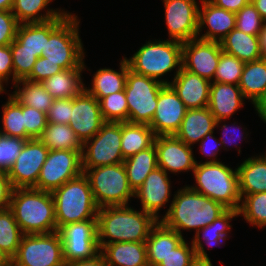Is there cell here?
I'll return each mask as SVG.
<instances>
[{"label":"cell","instance_id":"1","mask_svg":"<svg viewBox=\"0 0 266 266\" xmlns=\"http://www.w3.org/2000/svg\"><path fill=\"white\" fill-rule=\"evenodd\" d=\"M160 220L166 227L184 237V231H194L211 224L227 208L209 197L193 191L188 185L174 192L172 203Z\"/></svg>","mask_w":266,"mask_h":266},{"label":"cell","instance_id":"2","mask_svg":"<svg viewBox=\"0 0 266 266\" xmlns=\"http://www.w3.org/2000/svg\"><path fill=\"white\" fill-rule=\"evenodd\" d=\"M132 205L101 207L97 213L98 245L114 242H146L158 222L150 213Z\"/></svg>","mask_w":266,"mask_h":266},{"label":"cell","instance_id":"3","mask_svg":"<svg viewBox=\"0 0 266 266\" xmlns=\"http://www.w3.org/2000/svg\"><path fill=\"white\" fill-rule=\"evenodd\" d=\"M75 14L65 9L58 18L46 22V45L41 57L64 70L84 67L87 56L79 34L81 21Z\"/></svg>","mask_w":266,"mask_h":266},{"label":"cell","instance_id":"4","mask_svg":"<svg viewBox=\"0 0 266 266\" xmlns=\"http://www.w3.org/2000/svg\"><path fill=\"white\" fill-rule=\"evenodd\" d=\"M9 209L24 234L57 232L55 203L51 192L15 188Z\"/></svg>","mask_w":266,"mask_h":266},{"label":"cell","instance_id":"5","mask_svg":"<svg viewBox=\"0 0 266 266\" xmlns=\"http://www.w3.org/2000/svg\"><path fill=\"white\" fill-rule=\"evenodd\" d=\"M125 60L132 72L169 85L167 73L169 76L175 71L170 74L173 75L172 81L182 68V43L168 39L146 40L137 52L129 58L125 57Z\"/></svg>","mask_w":266,"mask_h":266},{"label":"cell","instance_id":"6","mask_svg":"<svg viewBox=\"0 0 266 266\" xmlns=\"http://www.w3.org/2000/svg\"><path fill=\"white\" fill-rule=\"evenodd\" d=\"M192 175L195 184L188 186L193 191L221 203L227 209L239 210L241 197L236 167L233 169L222 161L196 163Z\"/></svg>","mask_w":266,"mask_h":266},{"label":"cell","instance_id":"7","mask_svg":"<svg viewBox=\"0 0 266 266\" xmlns=\"http://www.w3.org/2000/svg\"><path fill=\"white\" fill-rule=\"evenodd\" d=\"M57 230L68 223L97 219V206L87 176L82 173L52 192Z\"/></svg>","mask_w":266,"mask_h":266},{"label":"cell","instance_id":"8","mask_svg":"<svg viewBox=\"0 0 266 266\" xmlns=\"http://www.w3.org/2000/svg\"><path fill=\"white\" fill-rule=\"evenodd\" d=\"M99 208L129 205L134 198L123 163L83 169ZM130 202V203H129Z\"/></svg>","mask_w":266,"mask_h":266},{"label":"cell","instance_id":"9","mask_svg":"<svg viewBox=\"0 0 266 266\" xmlns=\"http://www.w3.org/2000/svg\"><path fill=\"white\" fill-rule=\"evenodd\" d=\"M164 86L153 78L128 70L124 88L128 122L149 125L157 108L158 94Z\"/></svg>","mask_w":266,"mask_h":266},{"label":"cell","instance_id":"10","mask_svg":"<svg viewBox=\"0 0 266 266\" xmlns=\"http://www.w3.org/2000/svg\"><path fill=\"white\" fill-rule=\"evenodd\" d=\"M12 266H65L63 244L58 232L24 234Z\"/></svg>","mask_w":266,"mask_h":266},{"label":"cell","instance_id":"11","mask_svg":"<svg viewBox=\"0 0 266 266\" xmlns=\"http://www.w3.org/2000/svg\"><path fill=\"white\" fill-rule=\"evenodd\" d=\"M121 137L122 122H105L93 138L83 143L82 169L123 163Z\"/></svg>","mask_w":266,"mask_h":266},{"label":"cell","instance_id":"12","mask_svg":"<svg viewBox=\"0 0 266 266\" xmlns=\"http://www.w3.org/2000/svg\"><path fill=\"white\" fill-rule=\"evenodd\" d=\"M82 173V151L49 150L33 188L52 193Z\"/></svg>","mask_w":266,"mask_h":266},{"label":"cell","instance_id":"13","mask_svg":"<svg viewBox=\"0 0 266 266\" xmlns=\"http://www.w3.org/2000/svg\"><path fill=\"white\" fill-rule=\"evenodd\" d=\"M57 232L63 244L65 263L91 259L100 253L97 219L68 223Z\"/></svg>","mask_w":266,"mask_h":266},{"label":"cell","instance_id":"14","mask_svg":"<svg viewBox=\"0 0 266 266\" xmlns=\"http://www.w3.org/2000/svg\"><path fill=\"white\" fill-rule=\"evenodd\" d=\"M164 5L168 40L181 43L197 38L199 3L197 0H161Z\"/></svg>","mask_w":266,"mask_h":266},{"label":"cell","instance_id":"15","mask_svg":"<svg viewBox=\"0 0 266 266\" xmlns=\"http://www.w3.org/2000/svg\"><path fill=\"white\" fill-rule=\"evenodd\" d=\"M48 152L49 149L40 139L26 140L20 155L7 173L14 189L33 188L37 184Z\"/></svg>","mask_w":266,"mask_h":266},{"label":"cell","instance_id":"16","mask_svg":"<svg viewBox=\"0 0 266 266\" xmlns=\"http://www.w3.org/2000/svg\"><path fill=\"white\" fill-rule=\"evenodd\" d=\"M221 52L220 42L191 39L182 43V68L213 82Z\"/></svg>","mask_w":266,"mask_h":266},{"label":"cell","instance_id":"17","mask_svg":"<svg viewBox=\"0 0 266 266\" xmlns=\"http://www.w3.org/2000/svg\"><path fill=\"white\" fill-rule=\"evenodd\" d=\"M170 175L157 167L146 177L142 185L134 191V198L141 203V210L150 213L157 221L163 218L161 209L172 203V183ZM167 204V205H166ZM160 213V214H159ZM161 217V218H160Z\"/></svg>","mask_w":266,"mask_h":266},{"label":"cell","instance_id":"18","mask_svg":"<svg viewBox=\"0 0 266 266\" xmlns=\"http://www.w3.org/2000/svg\"><path fill=\"white\" fill-rule=\"evenodd\" d=\"M158 167L166 173L179 174L192 172L197 157L192 146L185 144L175 135H160L155 138Z\"/></svg>","mask_w":266,"mask_h":266},{"label":"cell","instance_id":"19","mask_svg":"<svg viewBox=\"0 0 266 266\" xmlns=\"http://www.w3.org/2000/svg\"><path fill=\"white\" fill-rule=\"evenodd\" d=\"M105 123L100 103L86 90L73 98L69 126L82 143L93 138Z\"/></svg>","mask_w":266,"mask_h":266},{"label":"cell","instance_id":"20","mask_svg":"<svg viewBox=\"0 0 266 266\" xmlns=\"http://www.w3.org/2000/svg\"><path fill=\"white\" fill-rule=\"evenodd\" d=\"M187 108L170 85L158 94L157 108L149 126L156 136L175 135L180 128Z\"/></svg>","mask_w":266,"mask_h":266},{"label":"cell","instance_id":"21","mask_svg":"<svg viewBox=\"0 0 266 266\" xmlns=\"http://www.w3.org/2000/svg\"><path fill=\"white\" fill-rule=\"evenodd\" d=\"M235 21L234 12L219 8L209 0H201L197 38L220 42L232 29H235ZM203 31L205 32L202 34Z\"/></svg>","mask_w":266,"mask_h":266},{"label":"cell","instance_id":"22","mask_svg":"<svg viewBox=\"0 0 266 266\" xmlns=\"http://www.w3.org/2000/svg\"><path fill=\"white\" fill-rule=\"evenodd\" d=\"M239 217V210L227 209L222 215L215 219L211 224L194 233L191 239V244L195 249L198 259H210L205 249V244L208 250L214 246L223 247L230 237L232 230V220ZM222 245V246H221Z\"/></svg>","mask_w":266,"mask_h":266},{"label":"cell","instance_id":"23","mask_svg":"<svg viewBox=\"0 0 266 266\" xmlns=\"http://www.w3.org/2000/svg\"><path fill=\"white\" fill-rule=\"evenodd\" d=\"M210 84V80L181 68L169 85L187 109H196L208 107Z\"/></svg>","mask_w":266,"mask_h":266},{"label":"cell","instance_id":"24","mask_svg":"<svg viewBox=\"0 0 266 266\" xmlns=\"http://www.w3.org/2000/svg\"><path fill=\"white\" fill-rule=\"evenodd\" d=\"M247 99L238 85L211 82L208 108L217 121L230 120Z\"/></svg>","mask_w":266,"mask_h":266},{"label":"cell","instance_id":"25","mask_svg":"<svg viewBox=\"0 0 266 266\" xmlns=\"http://www.w3.org/2000/svg\"><path fill=\"white\" fill-rule=\"evenodd\" d=\"M216 121L208 107L187 109L175 136L185 144L194 147L206 134L215 131Z\"/></svg>","mask_w":266,"mask_h":266},{"label":"cell","instance_id":"26","mask_svg":"<svg viewBox=\"0 0 266 266\" xmlns=\"http://www.w3.org/2000/svg\"><path fill=\"white\" fill-rule=\"evenodd\" d=\"M186 238L158 221L150 230L145 242L149 266H158L163 259Z\"/></svg>","mask_w":266,"mask_h":266},{"label":"cell","instance_id":"27","mask_svg":"<svg viewBox=\"0 0 266 266\" xmlns=\"http://www.w3.org/2000/svg\"><path fill=\"white\" fill-rule=\"evenodd\" d=\"M236 167L241 199L245 195L266 192V151L245 158Z\"/></svg>","mask_w":266,"mask_h":266},{"label":"cell","instance_id":"28","mask_svg":"<svg viewBox=\"0 0 266 266\" xmlns=\"http://www.w3.org/2000/svg\"><path fill=\"white\" fill-rule=\"evenodd\" d=\"M85 70L91 72L84 62V67L70 68L55 73L44 79L41 84L54 99L74 98L85 90L86 84L82 79V73Z\"/></svg>","mask_w":266,"mask_h":266},{"label":"cell","instance_id":"29","mask_svg":"<svg viewBox=\"0 0 266 266\" xmlns=\"http://www.w3.org/2000/svg\"><path fill=\"white\" fill-rule=\"evenodd\" d=\"M118 71L113 68H99L92 75L91 85L85 86V90L98 101L112 93L123 91L126 84L128 63L121 58Z\"/></svg>","mask_w":266,"mask_h":266},{"label":"cell","instance_id":"30","mask_svg":"<svg viewBox=\"0 0 266 266\" xmlns=\"http://www.w3.org/2000/svg\"><path fill=\"white\" fill-rule=\"evenodd\" d=\"M108 266H149L145 242H114L100 249Z\"/></svg>","mask_w":266,"mask_h":266},{"label":"cell","instance_id":"31","mask_svg":"<svg viewBox=\"0 0 266 266\" xmlns=\"http://www.w3.org/2000/svg\"><path fill=\"white\" fill-rule=\"evenodd\" d=\"M53 0H14L12 13L20 24L43 23L58 18L65 10L50 8Z\"/></svg>","mask_w":266,"mask_h":266},{"label":"cell","instance_id":"32","mask_svg":"<svg viewBox=\"0 0 266 266\" xmlns=\"http://www.w3.org/2000/svg\"><path fill=\"white\" fill-rule=\"evenodd\" d=\"M220 44L222 51L243 62L262 58L258 35H250L235 28L220 41Z\"/></svg>","mask_w":266,"mask_h":266},{"label":"cell","instance_id":"33","mask_svg":"<svg viewBox=\"0 0 266 266\" xmlns=\"http://www.w3.org/2000/svg\"><path fill=\"white\" fill-rule=\"evenodd\" d=\"M238 86L246 102L254 105L266 89V58L245 62Z\"/></svg>","mask_w":266,"mask_h":266},{"label":"cell","instance_id":"34","mask_svg":"<svg viewBox=\"0 0 266 266\" xmlns=\"http://www.w3.org/2000/svg\"><path fill=\"white\" fill-rule=\"evenodd\" d=\"M156 135L147 124L122 123L121 151L124 159L154 145Z\"/></svg>","mask_w":266,"mask_h":266},{"label":"cell","instance_id":"35","mask_svg":"<svg viewBox=\"0 0 266 266\" xmlns=\"http://www.w3.org/2000/svg\"><path fill=\"white\" fill-rule=\"evenodd\" d=\"M123 165L130 187L133 191L137 190L151 171L158 167L155 145L124 159Z\"/></svg>","mask_w":266,"mask_h":266},{"label":"cell","instance_id":"36","mask_svg":"<svg viewBox=\"0 0 266 266\" xmlns=\"http://www.w3.org/2000/svg\"><path fill=\"white\" fill-rule=\"evenodd\" d=\"M11 93L22 105L33 107L47 113L52 106L54 98L39 82L19 80L13 86Z\"/></svg>","mask_w":266,"mask_h":266},{"label":"cell","instance_id":"37","mask_svg":"<svg viewBox=\"0 0 266 266\" xmlns=\"http://www.w3.org/2000/svg\"><path fill=\"white\" fill-rule=\"evenodd\" d=\"M39 139L49 150L82 151L83 149V143L69 124L47 122Z\"/></svg>","mask_w":266,"mask_h":266},{"label":"cell","instance_id":"38","mask_svg":"<svg viewBox=\"0 0 266 266\" xmlns=\"http://www.w3.org/2000/svg\"><path fill=\"white\" fill-rule=\"evenodd\" d=\"M24 233L16 222L13 212L0 210V251L11 261L17 254Z\"/></svg>","mask_w":266,"mask_h":266},{"label":"cell","instance_id":"39","mask_svg":"<svg viewBox=\"0 0 266 266\" xmlns=\"http://www.w3.org/2000/svg\"><path fill=\"white\" fill-rule=\"evenodd\" d=\"M7 100L2 105L1 130L6 136L20 137L26 140L24 128L23 105L11 94L7 93Z\"/></svg>","mask_w":266,"mask_h":266},{"label":"cell","instance_id":"40","mask_svg":"<svg viewBox=\"0 0 266 266\" xmlns=\"http://www.w3.org/2000/svg\"><path fill=\"white\" fill-rule=\"evenodd\" d=\"M239 216L253 228L266 227V192L245 195L241 199Z\"/></svg>","mask_w":266,"mask_h":266},{"label":"cell","instance_id":"41","mask_svg":"<svg viewBox=\"0 0 266 266\" xmlns=\"http://www.w3.org/2000/svg\"><path fill=\"white\" fill-rule=\"evenodd\" d=\"M15 39L22 49L37 53V58L41 57L46 45V22L20 24Z\"/></svg>","mask_w":266,"mask_h":266},{"label":"cell","instance_id":"42","mask_svg":"<svg viewBox=\"0 0 266 266\" xmlns=\"http://www.w3.org/2000/svg\"><path fill=\"white\" fill-rule=\"evenodd\" d=\"M99 103L105 122L128 121V105L124 90L103 97Z\"/></svg>","mask_w":266,"mask_h":266},{"label":"cell","instance_id":"43","mask_svg":"<svg viewBox=\"0 0 266 266\" xmlns=\"http://www.w3.org/2000/svg\"><path fill=\"white\" fill-rule=\"evenodd\" d=\"M244 65L245 62L222 51L213 82L238 85Z\"/></svg>","mask_w":266,"mask_h":266},{"label":"cell","instance_id":"44","mask_svg":"<svg viewBox=\"0 0 266 266\" xmlns=\"http://www.w3.org/2000/svg\"><path fill=\"white\" fill-rule=\"evenodd\" d=\"M12 61L14 69V84L26 79L32 72L37 61V53L22 49V45L15 39L11 44Z\"/></svg>","mask_w":266,"mask_h":266},{"label":"cell","instance_id":"45","mask_svg":"<svg viewBox=\"0 0 266 266\" xmlns=\"http://www.w3.org/2000/svg\"><path fill=\"white\" fill-rule=\"evenodd\" d=\"M226 121L228 123V120H219V121H216V127H215V129H217V128L220 129L221 128L220 130L222 132L221 133L222 136L219 137V140L221 142L222 149L225 150V151H229L230 146H233L232 144H234L236 150L238 151V154L240 155V154H242L241 153L242 152L241 151V146H239L240 144H238L237 142L239 140H240L241 143H242L243 140L244 141L246 140L247 142H249L248 141V137H250L249 136V130L246 128V126L243 127L242 126L243 124H240L239 125L236 122V120L235 121H232L234 123H232L231 121H229V123L231 125H229V123L226 124Z\"/></svg>","mask_w":266,"mask_h":266},{"label":"cell","instance_id":"46","mask_svg":"<svg viewBox=\"0 0 266 266\" xmlns=\"http://www.w3.org/2000/svg\"><path fill=\"white\" fill-rule=\"evenodd\" d=\"M235 14V28L250 35H258L266 23L251 1Z\"/></svg>","mask_w":266,"mask_h":266},{"label":"cell","instance_id":"47","mask_svg":"<svg viewBox=\"0 0 266 266\" xmlns=\"http://www.w3.org/2000/svg\"><path fill=\"white\" fill-rule=\"evenodd\" d=\"M26 140L20 137L2 135L0 138V171L8 173Z\"/></svg>","mask_w":266,"mask_h":266},{"label":"cell","instance_id":"48","mask_svg":"<svg viewBox=\"0 0 266 266\" xmlns=\"http://www.w3.org/2000/svg\"><path fill=\"white\" fill-rule=\"evenodd\" d=\"M26 140L39 139L47 125V115L33 107L23 105Z\"/></svg>","mask_w":266,"mask_h":266},{"label":"cell","instance_id":"49","mask_svg":"<svg viewBox=\"0 0 266 266\" xmlns=\"http://www.w3.org/2000/svg\"><path fill=\"white\" fill-rule=\"evenodd\" d=\"M196 258L194 247L185 239L178 247L172 249L158 266H190Z\"/></svg>","mask_w":266,"mask_h":266},{"label":"cell","instance_id":"50","mask_svg":"<svg viewBox=\"0 0 266 266\" xmlns=\"http://www.w3.org/2000/svg\"><path fill=\"white\" fill-rule=\"evenodd\" d=\"M19 25L11 10H0V46L10 45L15 40Z\"/></svg>","mask_w":266,"mask_h":266},{"label":"cell","instance_id":"51","mask_svg":"<svg viewBox=\"0 0 266 266\" xmlns=\"http://www.w3.org/2000/svg\"><path fill=\"white\" fill-rule=\"evenodd\" d=\"M73 98L54 99L52 106L49 108L47 122L56 124H69L71 118Z\"/></svg>","mask_w":266,"mask_h":266},{"label":"cell","instance_id":"52","mask_svg":"<svg viewBox=\"0 0 266 266\" xmlns=\"http://www.w3.org/2000/svg\"><path fill=\"white\" fill-rule=\"evenodd\" d=\"M216 134L214 131L206 134L203 139L199 142V154L202 153L204 157H207L206 161H197L196 163H203V162H219L221 159L217 158L219 155V151L222 150L221 142L220 140L215 137Z\"/></svg>","mask_w":266,"mask_h":266},{"label":"cell","instance_id":"53","mask_svg":"<svg viewBox=\"0 0 266 266\" xmlns=\"http://www.w3.org/2000/svg\"><path fill=\"white\" fill-rule=\"evenodd\" d=\"M63 70L60 65L47 61V58L38 57L31 74L25 80L41 83L44 79Z\"/></svg>","mask_w":266,"mask_h":266},{"label":"cell","instance_id":"54","mask_svg":"<svg viewBox=\"0 0 266 266\" xmlns=\"http://www.w3.org/2000/svg\"><path fill=\"white\" fill-rule=\"evenodd\" d=\"M0 81L4 86L9 85V83L14 85V69L10 45L0 46Z\"/></svg>","mask_w":266,"mask_h":266},{"label":"cell","instance_id":"55","mask_svg":"<svg viewBox=\"0 0 266 266\" xmlns=\"http://www.w3.org/2000/svg\"><path fill=\"white\" fill-rule=\"evenodd\" d=\"M13 189L7 173L0 171V210L10 207Z\"/></svg>","mask_w":266,"mask_h":266},{"label":"cell","instance_id":"56","mask_svg":"<svg viewBox=\"0 0 266 266\" xmlns=\"http://www.w3.org/2000/svg\"><path fill=\"white\" fill-rule=\"evenodd\" d=\"M209 1L219 8L236 13L242 7L247 5L251 0H209Z\"/></svg>","mask_w":266,"mask_h":266},{"label":"cell","instance_id":"57","mask_svg":"<svg viewBox=\"0 0 266 266\" xmlns=\"http://www.w3.org/2000/svg\"><path fill=\"white\" fill-rule=\"evenodd\" d=\"M65 266H108V265L106 264L103 255L99 253L91 259L69 262L66 263Z\"/></svg>","mask_w":266,"mask_h":266},{"label":"cell","instance_id":"58","mask_svg":"<svg viewBox=\"0 0 266 266\" xmlns=\"http://www.w3.org/2000/svg\"><path fill=\"white\" fill-rule=\"evenodd\" d=\"M258 117L266 123V89L263 95L257 100V102L253 105Z\"/></svg>","mask_w":266,"mask_h":266},{"label":"cell","instance_id":"59","mask_svg":"<svg viewBox=\"0 0 266 266\" xmlns=\"http://www.w3.org/2000/svg\"><path fill=\"white\" fill-rule=\"evenodd\" d=\"M258 38L261 55L266 58V23L261 32L258 34Z\"/></svg>","mask_w":266,"mask_h":266},{"label":"cell","instance_id":"60","mask_svg":"<svg viewBox=\"0 0 266 266\" xmlns=\"http://www.w3.org/2000/svg\"><path fill=\"white\" fill-rule=\"evenodd\" d=\"M262 19L266 22V0H251Z\"/></svg>","mask_w":266,"mask_h":266},{"label":"cell","instance_id":"61","mask_svg":"<svg viewBox=\"0 0 266 266\" xmlns=\"http://www.w3.org/2000/svg\"><path fill=\"white\" fill-rule=\"evenodd\" d=\"M190 266H213V263L210 259H198L196 258Z\"/></svg>","mask_w":266,"mask_h":266},{"label":"cell","instance_id":"62","mask_svg":"<svg viewBox=\"0 0 266 266\" xmlns=\"http://www.w3.org/2000/svg\"><path fill=\"white\" fill-rule=\"evenodd\" d=\"M14 0H0V10H12Z\"/></svg>","mask_w":266,"mask_h":266},{"label":"cell","instance_id":"63","mask_svg":"<svg viewBox=\"0 0 266 266\" xmlns=\"http://www.w3.org/2000/svg\"><path fill=\"white\" fill-rule=\"evenodd\" d=\"M10 261L5 257V255L0 251V266H9Z\"/></svg>","mask_w":266,"mask_h":266},{"label":"cell","instance_id":"64","mask_svg":"<svg viewBox=\"0 0 266 266\" xmlns=\"http://www.w3.org/2000/svg\"><path fill=\"white\" fill-rule=\"evenodd\" d=\"M6 87H4V85L1 83V81H0V95L1 94H3V92L5 93V94H7V92H8V90H7V88L5 89Z\"/></svg>","mask_w":266,"mask_h":266},{"label":"cell","instance_id":"65","mask_svg":"<svg viewBox=\"0 0 266 266\" xmlns=\"http://www.w3.org/2000/svg\"><path fill=\"white\" fill-rule=\"evenodd\" d=\"M3 133H2V130H1V127H0V138L2 137Z\"/></svg>","mask_w":266,"mask_h":266}]
</instances>
